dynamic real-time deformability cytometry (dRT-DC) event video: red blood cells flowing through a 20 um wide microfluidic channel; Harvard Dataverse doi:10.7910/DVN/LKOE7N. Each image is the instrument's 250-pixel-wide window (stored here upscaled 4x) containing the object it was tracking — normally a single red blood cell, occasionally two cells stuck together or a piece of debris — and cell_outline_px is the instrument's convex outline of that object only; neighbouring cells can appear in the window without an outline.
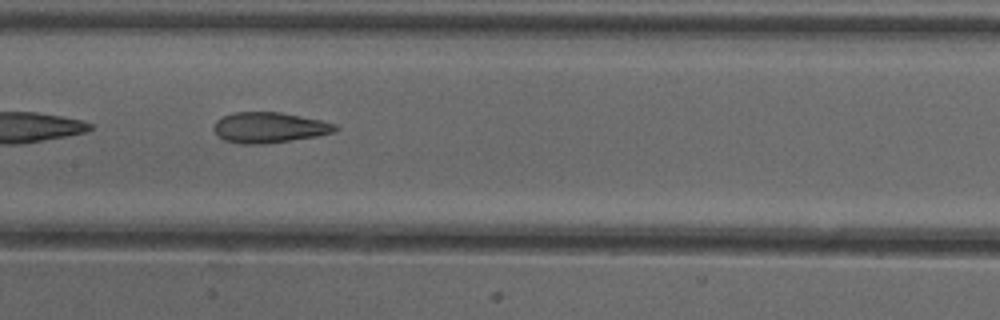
{"species": "common noctule bat (a hibernating species)", "species_latin": "Nyctalus noctula", "temperature_condition": "cold", "stored_images_in_passage": 31, "camera_frame_rate_fps": 3000, "um_per_image_px": 0.085, "animal": {"sex": "female"}, "frame": {"image": 1, "passage_image": 10, "time_ms": 3.0, "image_size_px": [1000, 320], "cell_outline_px": [[340, 128], [336, 132], [316, 136], [260, 144], [240, 144], [224, 140], [212, 128], [216, 120], [232, 112], [280, 112], [320, 120], [336, 124]], "centroid_in_image_um": [22.89, 10.83], "position_along_channel_um": 184.5, "area_um2": 21.5}, "authors_computed_cell_mechanics": {"area_um2": 21.6172, "velocity_mm_per_s": 3.9896, "shape_relaxation_time_tau1_ms": null, "shape_relaxation_time_tau2_ms": 2.2675, "deformation_change_tau1": null, "deformation_change_tau2": 0.1166}}